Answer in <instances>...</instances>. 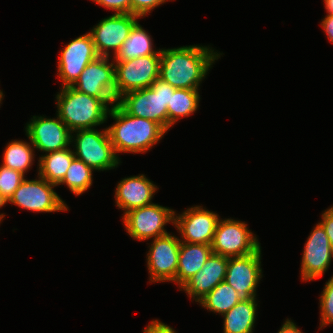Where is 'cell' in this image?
I'll list each match as a JSON object with an SVG mask.
<instances>
[{"label": "cell", "instance_id": "cell-1", "mask_svg": "<svg viewBox=\"0 0 333 333\" xmlns=\"http://www.w3.org/2000/svg\"><path fill=\"white\" fill-rule=\"evenodd\" d=\"M220 54L199 45L161 49L159 78L174 88L198 89Z\"/></svg>", "mask_w": 333, "mask_h": 333}, {"label": "cell", "instance_id": "cell-2", "mask_svg": "<svg viewBox=\"0 0 333 333\" xmlns=\"http://www.w3.org/2000/svg\"><path fill=\"white\" fill-rule=\"evenodd\" d=\"M110 108L108 115L116 122L107 130L116 154L146 152L166 133L158 123L131 116L117 103Z\"/></svg>", "mask_w": 333, "mask_h": 333}, {"label": "cell", "instance_id": "cell-3", "mask_svg": "<svg viewBox=\"0 0 333 333\" xmlns=\"http://www.w3.org/2000/svg\"><path fill=\"white\" fill-rule=\"evenodd\" d=\"M56 99L57 115L72 133L103 124L108 118V105L117 103L116 99L95 98L72 86H62Z\"/></svg>", "mask_w": 333, "mask_h": 333}, {"label": "cell", "instance_id": "cell-4", "mask_svg": "<svg viewBox=\"0 0 333 333\" xmlns=\"http://www.w3.org/2000/svg\"><path fill=\"white\" fill-rule=\"evenodd\" d=\"M175 89L158 77L150 87L122 95L117 104L129 115L154 121L167 132V106Z\"/></svg>", "mask_w": 333, "mask_h": 333}, {"label": "cell", "instance_id": "cell-5", "mask_svg": "<svg viewBox=\"0 0 333 333\" xmlns=\"http://www.w3.org/2000/svg\"><path fill=\"white\" fill-rule=\"evenodd\" d=\"M71 143L75 142L74 156L93 170H110L118 166L120 160L110 141L107 128L98 131L94 128L73 131ZM74 139V140H73Z\"/></svg>", "mask_w": 333, "mask_h": 333}, {"label": "cell", "instance_id": "cell-6", "mask_svg": "<svg viewBox=\"0 0 333 333\" xmlns=\"http://www.w3.org/2000/svg\"><path fill=\"white\" fill-rule=\"evenodd\" d=\"M161 54L137 57L132 60L115 61V97L150 87L159 77Z\"/></svg>", "mask_w": 333, "mask_h": 333}, {"label": "cell", "instance_id": "cell-7", "mask_svg": "<svg viewBox=\"0 0 333 333\" xmlns=\"http://www.w3.org/2000/svg\"><path fill=\"white\" fill-rule=\"evenodd\" d=\"M257 237L242 221L226 219L218 221L211 243L214 254L225 257L244 256L256 252L260 248Z\"/></svg>", "mask_w": 333, "mask_h": 333}, {"label": "cell", "instance_id": "cell-8", "mask_svg": "<svg viewBox=\"0 0 333 333\" xmlns=\"http://www.w3.org/2000/svg\"><path fill=\"white\" fill-rule=\"evenodd\" d=\"M169 222H175L174 210L154 203L123 214L127 232L131 238L139 241L169 234L164 229L165 224Z\"/></svg>", "mask_w": 333, "mask_h": 333}, {"label": "cell", "instance_id": "cell-9", "mask_svg": "<svg viewBox=\"0 0 333 333\" xmlns=\"http://www.w3.org/2000/svg\"><path fill=\"white\" fill-rule=\"evenodd\" d=\"M38 180H26L19 185L9 199V203L33 212L67 211L66 203L54 191L56 185L41 176Z\"/></svg>", "mask_w": 333, "mask_h": 333}, {"label": "cell", "instance_id": "cell-10", "mask_svg": "<svg viewBox=\"0 0 333 333\" xmlns=\"http://www.w3.org/2000/svg\"><path fill=\"white\" fill-rule=\"evenodd\" d=\"M261 247L254 253L228 257L225 281L238 293L240 301L256 297V288L262 277Z\"/></svg>", "mask_w": 333, "mask_h": 333}, {"label": "cell", "instance_id": "cell-11", "mask_svg": "<svg viewBox=\"0 0 333 333\" xmlns=\"http://www.w3.org/2000/svg\"><path fill=\"white\" fill-rule=\"evenodd\" d=\"M180 245V239L171 234L153 239L147 254L151 282L174 281L176 283Z\"/></svg>", "mask_w": 333, "mask_h": 333}, {"label": "cell", "instance_id": "cell-12", "mask_svg": "<svg viewBox=\"0 0 333 333\" xmlns=\"http://www.w3.org/2000/svg\"><path fill=\"white\" fill-rule=\"evenodd\" d=\"M138 16L133 14H113L101 20L91 30L90 35L99 56L109 57L110 49L113 56L118 53L122 43L129 36L133 26L138 22Z\"/></svg>", "mask_w": 333, "mask_h": 333}, {"label": "cell", "instance_id": "cell-13", "mask_svg": "<svg viewBox=\"0 0 333 333\" xmlns=\"http://www.w3.org/2000/svg\"><path fill=\"white\" fill-rule=\"evenodd\" d=\"M98 56L89 32L67 44L58 61V76L63 87L72 86L84 68Z\"/></svg>", "mask_w": 333, "mask_h": 333}, {"label": "cell", "instance_id": "cell-14", "mask_svg": "<svg viewBox=\"0 0 333 333\" xmlns=\"http://www.w3.org/2000/svg\"><path fill=\"white\" fill-rule=\"evenodd\" d=\"M109 57L98 56L82 71L72 85L76 90L99 99H116L115 66Z\"/></svg>", "mask_w": 333, "mask_h": 333}, {"label": "cell", "instance_id": "cell-15", "mask_svg": "<svg viewBox=\"0 0 333 333\" xmlns=\"http://www.w3.org/2000/svg\"><path fill=\"white\" fill-rule=\"evenodd\" d=\"M25 129L32 146L39 151H59L71 144L72 132L58 115L57 119L33 116Z\"/></svg>", "mask_w": 333, "mask_h": 333}, {"label": "cell", "instance_id": "cell-16", "mask_svg": "<svg viewBox=\"0 0 333 333\" xmlns=\"http://www.w3.org/2000/svg\"><path fill=\"white\" fill-rule=\"evenodd\" d=\"M219 218L217 213L196 206L181 215L175 213L174 225L184 240L180 239L181 242L211 245Z\"/></svg>", "mask_w": 333, "mask_h": 333}, {"label": "cell", "instance_id": "cell-17", "mask_svg": "<svg viewBox=\"0 0 333 333\" xmlns=\"http://www.w3.org/2000/svg\"><path fill=\"white\" fill-rule=\"evenodd\" d=\"M332 258L329 238L325 229L318 223L305 243L301 261V279L311 281L321 277L329 268Z\"/></svg>", "mask_w": 333, "mask_h": 333}, {"label": "cell", "instance_id": "cell-18", "mask_svg": "<svg viewBox=\"0 0 333 333\" xmlns=\"http://www.w3.org/2000/svg\"><path fill=\"white\" fill-rule=\"evenodd\" d=\"M227 264L228 257L212 253L203 267L181 288L198 302L219 283L225 281Z\"/></svg>", "mask_w": 333, "mask_h": 333}, {"label": "cell", "instance_id": "cell-19", "mask_svg": "<svg viewBox=\"0 0 333 333\" xmlns=\"http://www.w3.org/2000/svg\"><path fill=\"white\" fill-rule=\"evenodd\" d=\"M145 175L131 176L118 182L115 190L116 205L124 210V214L135 208L153 204V195L157 190Z\"/></svg>", "mask_w": 333, "mask_h": 333}, {"label": "cell", "instance_id": "cell-20", "mask_svg": "<svg viewBox=\"0 0 333 333\" xmlns=\"http://www.w3.org/2000/svg\"><path fill=\"white\" fill-rule=\"evenodd\" d=\"M212 253L211 245L181 242L176 272L180 288L203 267Z\"/></svg>", "mask_w": 333, "mask_h": 333}, {"label": "cell", "instance_id": "cell-21", "mask_svg": "<svg viewBox=\"0 0 333 333\" xmlns=\"http://www.w3.org/2000/svg\"><path fill=\"white\" fill-rule=\"evenodd\" d=\"M256 298L248 301H239L228 312L223 314L224 333H253L256 319Z\"/></svg>", "mask_w": 333, "mask_h": 333}, {"label": "cell", "instance_id": "cell-22", "mask_svg": "<svg viewBox=\"0 0 333 333\" xmlns=\"http://www.w3.org/2000/svg\"><path fill=\"white\" fill-rule=\"evenodd\" d=\"M74 158V152L69 147L48 152L38 160V175L57 186L63 180Z\"/></svg>", "mask_w": 333, "mask_h": 333}, {"label": "cell", "instance_id": "cell-23", "mask_svg": "<svg viewBox=\"0 0 333 333\" xmlns=\"http://www.w3.org/2000/svg\"><path fill=\"white\" fill-rule=\"evenodd\" d=\"M152 45V39L137 22L113 59L114 61H126L137 57L161 54V49L154 51Z\"/></svg>", "mask_w": 333, "mask_h": 333}, {"label": "cell", "instance_id": "cell-24", "mask_svg": "<svg viewBox=\"0 0 333 333\" xmlns=\"http://www.w3.org/2000/svg\"><path fill=\"white\" fill-rule=\"evenodd\" d=\"M199 100L198 89L176 88L174 92H171V105L167 106L168 129L178 119L193 114L199 106Z\"/></svg>", "mask_w": 333, "mask_h": 333}, {"label": "cell", "instance_id": "cell-25", "mask_svg": "<svg viewBox=\"0 0 333 333\" xmlns=\"http://www.w3.org/2000/svg\"><path fill=\"white\" fill-rule=\"evenodd\" d=\"M239 301L235 289L226 281H222L198 302L209 311L223 315Z\"/></svg>", "mask_w": 333, "mask_h": 333}, {"label": "cell", "instance_id": "cell-26", "mask_svg": "<svg viewBox=\"0 0 333 333\" xmlns=\"http://www.w3.org/2000/svg\"><path fill=\"white\" fill-rule=\"evenodd\" d=\"M30 143L14 140L8 143L3 153L4 166L24 174L34 161V150Z\"/></svg>", "mask_w": 333, "mask_h": 333}, {"label": "cell", "instance_id": "cell-27", "mask_svg": "<svg viewBox=\"0 0 333 333\" xmlns=\"http://www.w3.org/2000/svg\"><path fill=\"white\" fill-rule=\"evenodd\" d=\"M92 171L93 169L90 166L75 157L63 180L58 185H67L69 190L78 196L92 185Z\"/></svg>", "mask_w": 333, "mask_h": 333}, {"label": "cell", "instance_id": "cell-28", "mask_svg": "<svg viewBox=\"0 0 333 333\" xmlns=\"http://www.w3.org/2000/svg\"><path fill=\"white\" fill-rule=\"evenodd\" d=\"M25 174L19 171L8 168L4 165L0 166V193L6 198L10 199L14 191L23 182Z\"/></svg>", "mask_w": 333, "mask_h": 333}, {"label": "cell", "instance_id": "cell-29", "mask_svg": "<svg viewBox=\"0 0 333 333\" xmlns=\"http://www.w3.org/2000/svg\"><path fill=\"white\" fill-rule=\"evenodd\" d=\"M320 329L333 323V276L327 281L320 296Z\"/></svg>", "mask_w": 333, "mask_h": 333}, {"label": "cell", "instance_id": "cell-30", "mask_svg": "<svg viewBox=\"0 0 333 333\" xmlns=\"http://www.w3.org/2000/svg\"><path fill=\"white\" fill-rule=\"evenodd\" d=\"M166 1L168 0H131V14L142 18Z\"/></svg>", "mask_w": 333, "mask_h": 333}, {"label": "cell", "instance_id": "cell-31", "mask_svg": "<svg viewBox=\"0 0 333 333\" xmlns=\"http://www.w3.org/2000/svg\"><path fill=\"white\" fill-rule=\"evenodd\" d=\"M115 14H131V0H92Z\"/></svg>", "mask_w": 333, "mask_h": 333}, {"label": "cell", "instance_id": "cell-32", "mask_svg": "<svg viewBox=\"0 0 333 333\" xmlns=\"http://www.w3.org/2000/svg\"><path fill=\"white\" fill-rule=\"evenodd\" d=\"M320 224L325 229L333 252V206L324 211Z\"/></svg>", "mask_w": 333, "mask_h": 333}, {"label": "cell", "instance_id": "cell-33", "mask_svg": "<svg viewBox=\"0 0 333 333\" xmlns=\"http://www.w3.org/2000/svg\"><path fill=\"white\" fill-rule=\"evenodd\" d=\"M143 333H176L173 328L159 320H153L144 328Z\"/></svg>", "mask_w": 333, "mask_h": 333}, {"label": "cell", "instance_id": "cell-34", "mask_svg": "<svg viewBox=\"0 0 333 333\" xmlns=\"http://www.w3.org/2000/svg\"><path fill=\"white\" fill-rule=\"evenodd\" d=\"M321 26L327 34L328 40L333 43V15L327 14V16L322 20Z\"/></svg>", "mask_w": 333, "mask_h": 333}, {"label": "cell", "instance_id": "cell-35", "mask_svg": "<svg viewBox=\"0 0 333 333\" xmlns=\"http://www.w3.org/2000/svg\"><path fill=\"white\" fill-rule=\"evenodd\" d=\"M278 333H303L298 329L296 324L291 320L287 319L285 323L282 325Z\"/></svg>", "mask_w": 333, "mask_h": 333}, {"label": "cell", "instance_id": "cell-36", "mask_svg": "<svg viewBox=\"0 0 333 333\" xmlns=\"http://www.w3.org/2000/svg\"><path fill=\"white\" fill-rule=\"evenodd\" d=\"M324 3L327 13L333 15V0H324Z\"/></svg>", "mask_w": 333, "mask_h": 333}, {"label": "cell", "instance_id": "cell-37", "mask_svg": "<svg viewBox=\"0 0 333 333\" xmlns=\"http://www.w3.org/2000/svg\"><path fill=\"white\" fill-rule=\"evenodd\" d=\"M9 202L1 193H0V208Z\"/></svg>", "mask_w": 333, "mask_h": 333}, {"label": "cell", "instance_id": "cell-38", "mask_svg": "<svg viewBox=\"0 0 333 333\" xmlns=\"http://www.w3.org/2000/svg\"><path fill=\"white\" fill-rule=\"evenodd\" d=\"M3 97H4L3 92L0 90V104H1V101H2Z\"/></svg>", "mask_w": 333, "mask_h": 333}, {"label": "cell", "instance_id": "cell-39", "mask_svg": "<svg viewBox=\"0 0 333 333\" xmlns=\"http://www.w3.org/2000/svg\"><path fill=\"white\" fill-rule=\"evenodd\" d=\"M3 217H4V214L3 213L0 214V223H1L2 219H3Z\"/></svg>", "mask_w": 333, "mask_h": 333}]
</instances>
